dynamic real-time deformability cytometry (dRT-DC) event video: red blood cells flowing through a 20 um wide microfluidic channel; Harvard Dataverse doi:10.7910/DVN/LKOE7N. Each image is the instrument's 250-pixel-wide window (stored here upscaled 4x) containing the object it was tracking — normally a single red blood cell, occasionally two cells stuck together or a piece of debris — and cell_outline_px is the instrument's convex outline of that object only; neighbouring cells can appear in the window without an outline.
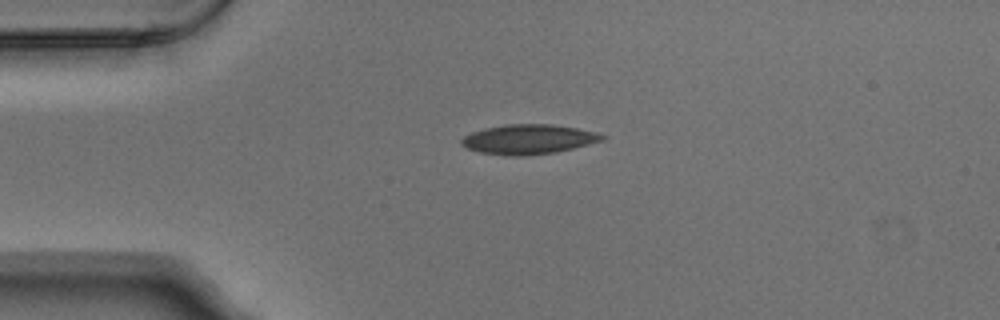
{"species": "Egyptian fruit bat (a non-hibernating species)", "species_latin": "Rousettus aegyptiacus", "temperature_condition": "warm", "stored_images_in_passage": 3, "camera_frame_rate_fps": 3000, "um_per_image_px": 0.085, "animal": {"sex": "male"}, "frame": {"image": 1, "passage_image": 2, "time_ms": 0.333, "image_size_px": [1000, 320], "cell_outline_px": [[608, 136], [604, 140], [556, 152], [524, 156], [504, 156], [480, 152], [468, 148], [460, 144], [460, 140], [464, 136], [472, 132], [484, 128], [504, 124], [552, 124], [576, 128], [596, 132]], "centroid_in_image_um": [44.91, 11.84], "position_along_channel_um": 40.1, "area_um2": 24.45}}